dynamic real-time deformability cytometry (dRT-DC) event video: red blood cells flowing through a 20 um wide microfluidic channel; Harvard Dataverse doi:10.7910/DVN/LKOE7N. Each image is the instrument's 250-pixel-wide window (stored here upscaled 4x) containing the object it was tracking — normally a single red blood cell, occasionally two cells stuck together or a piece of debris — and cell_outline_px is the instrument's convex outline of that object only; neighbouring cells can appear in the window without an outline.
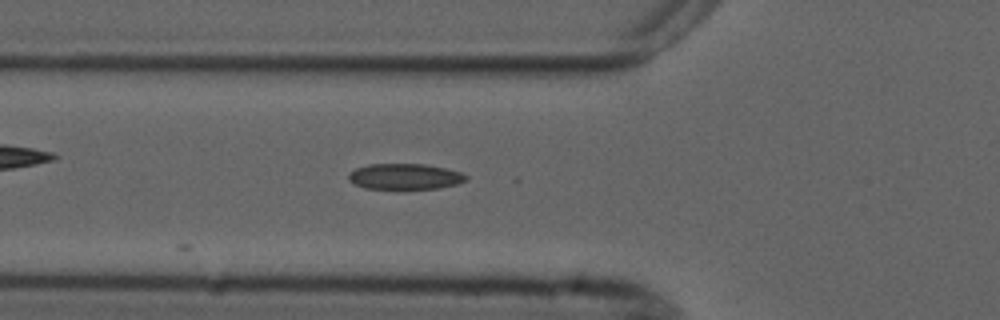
{"species": "common noctule bat (a hibernating species)", "species_latin": "Nyctalus noctula", "temperature_condition": "cold", "stored_images_in_passage": 4, "camera_frame_rate_fps": 3000, "um_per_image_px": 0.085, "animal": {"sex": "male", "forearm_length_mm": 52.5}, "frame": {"image": 1, "passage_image": 4, "time_ms": 4.333, "image_size_px": [1000, 320], "cell_outline_px": [[468, 180], [456, 184], [440, 188], [396, 192], [364, 188], [348, 180], [348, 172], [356, 168], [368, 164], [424, 164], [444, 168], [460, 172], [468, 176]], "centroid_in_image_um": [34.38, 15.06], "position_along_channel_um": 91.4, "area_um2": 18.61}}